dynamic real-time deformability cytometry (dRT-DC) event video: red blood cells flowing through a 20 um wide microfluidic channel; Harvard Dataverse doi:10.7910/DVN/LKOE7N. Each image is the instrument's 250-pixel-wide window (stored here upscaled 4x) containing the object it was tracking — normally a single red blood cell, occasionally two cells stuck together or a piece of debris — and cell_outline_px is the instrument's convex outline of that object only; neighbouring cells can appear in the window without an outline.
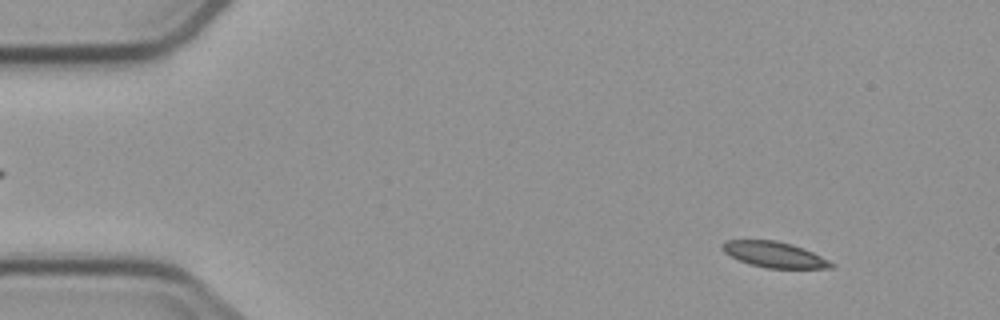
{"species": "common noctule bat (a hibernating species)", "species_latin": "Nyctalus noctula", "temperature_condition": "cold", "stored_images_in_passage": 2, "camera_frame_rate_fps": 3000, "um_per_image_px": 0.085, "animal": {"sex": "male", "body_mass_g": 23.1, "forearm_length_mm": 52.7}, "frame": {"image": 1, "passage_image": 1, "time_ms": 0.0, "image_size_px": [1000, 320], "cell_outline_px": [[836, 264], [832, 268], [768, 268], [748, 264], [724, 252], [720, 248], [720, 244], [724, 240], [776, 240], [792, 244], [804, 248]], "centroid_in_image_um": [65.79, 21.63], "position_along_channel_um": 19.2, "area_um2": 16.36}}